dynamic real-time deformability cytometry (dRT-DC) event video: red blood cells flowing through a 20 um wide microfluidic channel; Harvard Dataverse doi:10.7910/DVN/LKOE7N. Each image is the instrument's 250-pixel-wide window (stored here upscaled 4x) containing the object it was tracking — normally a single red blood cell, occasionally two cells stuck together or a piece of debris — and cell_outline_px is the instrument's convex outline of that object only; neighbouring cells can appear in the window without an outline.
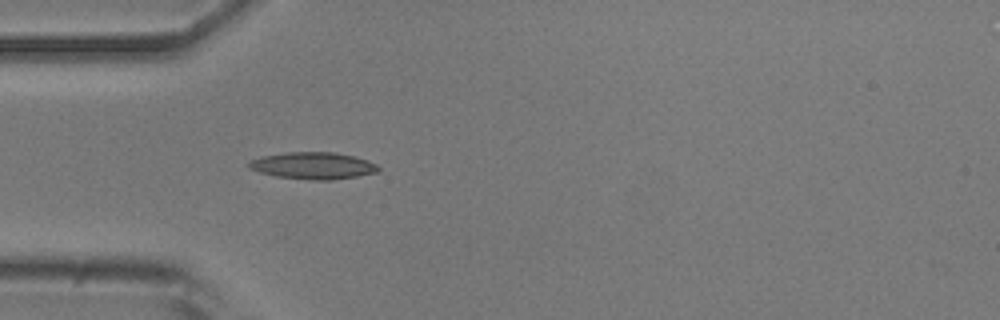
{"species": "common noctule bat (a hibernating species)", "species_latin": "Nyctalus noctula", "temperature_condition": "room temperature", "stored_images_in_passage": 4, "camera_frame_rate_fps": 3000, "um_per_image_px": 0.085, "animal": {"sex": "male", "body_mass_g": 20.5, "forearm_length_mm": 52.5}, "frame": {"image": 1, "passage_image": 4, "time_ms": 1.0, "image_size_px": [1000, 320], "cell_outline_px": [[380, 172], [332, 180], [312, 180], [276, 176], [260, 172], [248, 168], [248, 164], [252, 160], [260, 156], [288, 152], [336, 152], [368, 160], [376, 164], [380, 168]], "centroid_in_image_um": [26.63, 14.08], "position_along_channel_um": 58.4, "area_um2": 20.29}}